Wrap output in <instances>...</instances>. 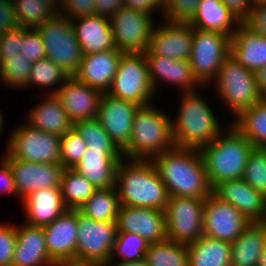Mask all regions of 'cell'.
I'll return each mask as SVG.
<instances>
[{
    "instance_id": "21",
    "label": "cell",
    "mask_w": 266,
    "mask_h": 266,
    "mask_svg": "<svg viewBox=\"0 0 266 266\" xmlns=\"http://www.w3.org/2000/svg\"><path fill=\"white\" fill-rule=\"evenodd\" d=\"M213 193L233 205L250 222H263L266 216V196L252 188L242 178L220 183Z\"/></svg>"
},
{
    "instance_id": "13",
    "label": "cell",
    "mask_w": 266,
    "mask_h": 266,
    "mask_svg": "<svg viewBox=\"0 0 266 266\" xmlns=\"http://www.w3.org/2000/svg\"><path fill=\"white\" fill-rule=\"evenodd\" d=\"M152 16L121 7L109 18L116 48L123 53H145L154 27Z\"/></svg>"
},
{
    "instance_id": "49",
    "label": "cell",
    "mask_w": 266,
    "mask_h": 266,
    "mask_svg": "<svg viewBox=\"0 0 266 266\" xmlns=\"http://www.w3.org/2000/svg\"><path fill=\"white\" fill-rule=\"evenodd\" d=\"M241 23L252 32L266 37V2L252 4Z\"/></svg>"
},
{
    "instance_id": "62",
    "label": "cell",
    "mask_w": 266,
    "mask_h": 266,
    "mask_svg": "<svg viewBox=\"0 0 266 266\" xmlns=\"http://www.w3.org/2000/svg\"><path fill=\"white\" fill-rule=\"evenodd\" d=\"M0 1L8 2V3H13L14 2V0H0Z\"/></svg>"
},
{
    "instance_id": "53",
    "label": "cell",
    "mask_w": 266,
    "mask_h": 266,
    "mask_svg": "<svg viewBox=\"0 0 266 266\" xmlns=\"http://www.w3.org/2000/svg\"><path fill=\"white\" fill-rule=\"evenodd\" d=\"M96 5L95 15L105 16L110 18L121 7H123V0H94Z\"/></svg>"
},
{
    "instance_id": "63",
    "label": "cell",
    "mask_w": 266,
    "mask_h": 266,
    "mask_svg": "<svg viewBox=\"0 0 266 266\" xmlns=\"http://www.w3.org/2000/svg\"><path fill=\"white\" fill-rule=\"evenodd\" d=\"M264 225H265V227H266V216H265V219H264V221L262 222Z\"/></svg>"
},
{
    "instance_id": "31",
    "label": "cell",
    "mask_w": 266,
    "mask_h": 266,
    "mask_svg": "<svg viewBox=\"0 0 266 266\" xmlns=\"http://www.w3.org/2000/svg\"><path fill=\"white\" fill-rule=\"evenodd\" d=\"M28 124L43 132L65 135L72 127L56 94H49L38 106L30 110Z\"/></svg>"
},
{
    "instance_id": "8",
    "label": "cell",
    "mask_w": 266,
    "mask_h": 266,
    "mask_svg": "<svg viewBox=\"0 0 266 266\" xmlns=\"http://www.w3.org/2000/svg\"><path fill=\"white\" fill-rule=\"evenodd\" d=\"M75 265L104 266L117 236L116 221H95L77 210Z\"/></svg>"
},
{
    "instance_id": "54",
    "label": "cell",
    "mask_w": 266,
    "mask_h": 266,
    "mask_svg": "<svg viewBox=\"0 0 266 266\" xmlns=\"http://www.w3.org/2000/svg\"><path fill=\"white\" fill-rule=\"evenodd\" d=\"M234 15L242 20L251 9L250 0H220Z\"/></svg>"
},
{
    "instance_id": "43",
    "label": "cell",
    "mask_w": 266,
    "mask_h": 266,
    "mask_svg": "<svg viewBox=\"0 0 266 266\" xmlns=\"http://www.w3.org/2000/svg\"><path fill=\"white\" fill-rule=\"evenodd\" d=\"M87 145L83 138L72 127L61 136L60 159L64 168H74L85 153Z\"/></svg>"
},
{
    "instance_id": "3",
    "label": "cell",
    "mask_w": 266,
    "mask_h": 266,
    "mask_svg": "<svg viewBox=\"0 0 266 266\" xmlns=\"http://www.w3.org/2000/svg\"><path fill=\"white\" fill-rule=\"evenodd\" d=\"M254 146L229 124L210 144L199 149L211 188L224 181L242 178Z\"/></svg>"
},
{
    "instance_id": "52",
    "label": "cell",
    "mask_w": 266,
    "mask_h": 266,
    "mask_svg": "<svg viewBox=\"0 0 266 266\" xmlns=\"http://www.w3.org/2000/svg\"><path fill=\"white\" fill-rule=\"evenodd\" d=\"M0 194L16 196V188L9 165L0 159Z\"/></svg>"
},
{
    "instance_id": "34",
    "label": "cell",
    "mask_w": 266,
    "mask_h": 266,
    "mask_svg": "<svg viewBox=\"0 0 266 266\" xmlns=\"http://www.w3.org/2000/svg\"><path fill=\"white\" fill-rule=\"evenodd\" d=\"M120 203L115 186L96 189L78 211L95 221H116Z\"/></svg>"
},
{
    "instance_id": "2",
    "label": "cell",
    "mask_w": 266,
    "mask_h": 266,
    "mask_svg": "<svg viewBox=\"0 0 266 266\" xmlns=\"http://www.w3.org/2000/svg\"><path fill=\"white\" fill-rule=\"evenodd\" d=\"M124 158L117 167L115 188L120 205L165 211L168 193L151 160Z\"/></svg>"
},
{
    "instance_id": "46",
    "label": "cell",
    "mask_w": 266,
    "mask_h": 266,
    "mask_svg": "<svg viewBox=\"0 0 266 266\" xmlns=\"http://www.w3.org/2000/svg\"><path fill=\"white\" fill-rule=\"evenodd\" d=\"M20 53L32 63L45 58V47L36 29L29 28L24 33Z\"/></svg>"
},
{
    "instance_id": "12",
    "label": "cell",
    "mask_w": 266,
    "mask_h": 266,
    "mask_svg": "<svg viewBox=\"0 0 266 266\" xmlns=\"http://www.w3.org/2000/svg\"><path fill=\"white\" fill-rule=\"evenodd\" d=\"M205 199L169 196L165 212L166 238L189 245L203 235Z\"/></svg>"
},
{
    "instance_id": "42",
    "label": "cell",
    "mask_w": 266,
    "mask_h": 266,
    "mask_svg": "<svg viewBox=\"0 0 266 266\" xmlns=\"http://www.w3.org/2000/svg\"><path fill=\"white\" fill-rule=\"evenodd\" d=\"M242 179L266 196V149L254 147L249 154Z\"/></svg>"
},
{
    "instance_id": "28",
    "label": "cell",
    "mask_w": 266,
    "mask_h": 266,
    "mask_svg": "<svg viewBox=\"0 0 266 266\" xmlns=\"http://www.w3.org/2000/svg\"><path fill=\"white\" fill-rule=\"evenodd\" d=\"M230 55L243 67L254 72L266 66V37L240 23L231 37Z\"/></svg>"
},
{
    "instance_id": "32",
    "label": "cell",
    "mask_w": 266,
    "mask_h": 266,
    "mask_svg": "<svg viewBox=\"0 0 266 266\" xmlns=\"http://www.w3.org/2000/svg\"><path fill=\"white\" fill-rule=\"evenodd\" d=\"M189 266H231V243L202 235L188 245Z\"/></svg>"
},
{
    "instance_id": "24",
    "label": "cell",
    "mask_w": 266,
    "mask_h": 266,
    "mask_svg": "<svg viewBox=\"0 0 266 266\" xmlns=\"http://www.w3.org/2000/svg\"><path fill=\"white\" fill-rule=\"evenodd\" d=\"M148 63L149 79L156 93L159 81L179 86L182 92L200 90L202 87L194 78L188 60H175L162 56H145ZM164 81V82H163Z\"/></svg>"
},
{
    "instance_id": "14",
    "label": "cell",
    "mask_w": 266,
    "mask_h": 266,
    "mask_svg": "<svg viewBox=\"0 0 266 266\" xmlns=\"http://www.w3.org/2000/svg\"><path fill=\"white\" fill-rule=\"evenodd\" d=\"M3 159L12 173L16 196L22 200L31 192L60 187L64 167L59 163H34L13 158L8 152Z\"/></svg>"
},
{
    "instance_id": "60",
    "label": "cell",
    "mask_w": 266,
    "mask_h": 266,
    "mask_svg": "<svg viewBox=\"0 0 266 266\" xmlns=\"http://www.w3.org/2000/svg\"><path fill=\"white\" fill-rule=\"evenodd\" d=\"M251 4H258V3H263L266 2V0H250Z\"/></svg>"
},
{
    "instance_id": "33",
    "label": "cell",
    "mask_w": 266,
    "mask_h": 266,
    "mask_svg": "<svg viewBox=\"0 0 266 266\" xmlns=\"http://www.w3.org/2000/svg\"><path fill=\"white\" fill-rule=\"evenodd\" d=\"M231 124L256 148L266 149V99L243 110Z\"/></svg>"
},
{
    "instance_id": "51",
    "label": "cell",
    "mask_w": 266,
    "mask_h": 266,
    "mask_svg": "<svg viewBox=\"0 0 266 266\" xmlns=\"http://www.w3.org/2000/svg\"><path fill=\"white\" fill-rule=\"evenodd\" d=\"M123 6L151 15L157 10L163 18V0H123Z\"/></svg>"
},
{
    "instance_id": "30",
    "label": "cell",
    "mask_w": 266,
    "mask_h": 266,
    "mask_svg": "<svg viewBox=\"0 0 266 266\" xmlns=\"http://www.w3.org/2000/svg\"><path fill=\"white\" fill-rule=\"evenodd\" d=\"M265 247V225L262 222H250L231 243V266H257Z\"/></svg>"
},
{
    "instance_id": "15",
    "label": "cell",
    "mask_w": 266,
    "mask_h": 266,
    "mask_svg": "<svg viewBox=\"0 0 266 266\" xmlns=\"http://www.w3.org/2000/svg\"><path fill=\"white\" fill-rule=\"evenodd\" d=\"M250 224L233 205L223 201L213 192L203 206V235L209 238L234 242Z\"/></svg>"
},
{
    "instance_id": "59",
    "label": "cell",
    "mask_w": 266,
    "mask_h": 266,
    "mask_svg": "<svg viewBox=\"0 0 266 266\" xmlns=\"http://www.w3.org/2000/svg\"><path fill=\"white\" fill-rule=\"evenodd\" d=\"M2 110L0 109V132H2V129H3V127H4V124H5V122H4V116H3V113L1 112ZM4 123V124H3Z\"/></svg>"
},
{
    "instance_id": "37",
    "label": "cell",
    "mask_w": 266,
    "mask_h": 266,
    "mask_svg": "<svg viewBox=\"0 0 266 266\" xmlns=\"http://www.w3.org/2000/svg\"><path fill=\"white\" fill-rule=\"evenodd\" d=\"M69 77V74H67L52 60L48 58H43L32 64V68L30 70L28 78L27 88L31 85L43 89H48L52 87V91L49 93L56 94L62 86L61 84H63ZM54 86H57L58 88Z\"/></svg>"
},
{
    "instance_id": "19",
    "label": "cell",
    "mask_w": 266,
    "mask_h": 266,
    "mask_svg": "<svg viewBox=\"0 0 266 266\" xmlns=\"http://www.w3.org/2000/svg\"><path fill=\"white\" fill-rule=\"evenodd\" d=\"M116 224L117 231L138 234L149 243L167 239L165 212L161 210L120 205Z\"/></svg>"
},
{
    "instance_id": "44",
    "label": "cell",
    "mask_w": 266,
    "mask_h": 266,
    "mask_svg": "<svg viewBox=\"0 0 266 266\" xmlns=\"http://www.w3.org/2000/svg\"><path fill=\"white\" fill-rule=\"evenodd\" d=\"M200 0H163V20L189 23Z\"/></svg>"
},
{
    "instance_id": "5",
    "label": "cell",
    "mask_w": 266,
    "mask_h": 266,
    "mask_svg": "<svg viewBox=\"0 0 266 266\" xmlns=\"http://www.w3.org/2000/svg\"><path fill=\"white\" fill-rule=\"evenodd\" d=\"M198 93V90L182 92L178 117L171 119L175 146L200 149L223 130L215 112Z\"/></svg>"
},
{
    "instance_id": "22",
    "label": "cell",
    "mask_w": 266,
    "mask_h": 266,
    "mask_svg": "<svg viewBox=\"0 0 266 266\" xmlns=\"http://www.w3.org/2000/svg\"><path fill=\"white\" fill-rule=\"evenodd\" d=\"M122 51L108 50L105 52L83 54L78 71L73 75L78 81L107 93L112 84Z\"/></svg>"
},
{
    "instance_id": "11",
    "label": "cell",
    "mask_w": 266,
    "mask_h": 266,
    "mask_svg": "<svg viewBox=\"0 0 266 266\" xmlns=\"http://www.w3.org/2000/svg\"><path fill=\"white\" fill-rule=\"evenodd\" d=\"M6 145V151L13 158L34 163L61 164V136L43 132L28 123L15 128Z\"/></svg>"
},
{
    "instance_id": "20",
    "label": "cell",
    "mask_w": 266,
    "mask_h": 266,
    "mask_svg": "<svg viewBox=\"0 0 266 266\" xmlns=\"http://www.w3.org/2000/svg\"><path fill=\"white\" fill-rule=\"evenodd\" d=\"M102 92L70 76L60 87L56 96L62 104L69 120L93 119L98 115Z\"/></svg>"
},
{
    "instance_id": "56",
    "label": "cell",
    "mask_w": 266,
    "mask_h": 266,
    "mask_svg": "<svg viewBox=\"0 0 266 266\" xmlns=\"http://www.w3.org/2000/svg\"><path fill=\"white\" fill-rule=\"evenodd\" d=\"M54 14H60L62 10L61 0H41Z\"/></svg>"
},
{
    "instance_id": "26",
    "label": "cell",
    "mask_w": 266,
    "mask_h": 266,
    "mask_svg": "<svg viewBox=\"0 0 266 266\" xmlns=\"http://www.w3.org/2000/svg\"><path fill=\"white\" fill-rule=\"evenodd\" d=\"M82 54L116 50L108 17L89 16L70 20Z\"/></svg>"
},
{
    "instance_id": "47",
    "label": "cell",
    "mask_w": 266,
    "mask_h": 266,
    "mask_svg": "<svg viewBox=\"0 0 266 266\" xmlns=\"http://www.w3.org/2000/svg\"><path fill=\"white\" fill-rule=\"evenodd\" d=\"M15 245L16 225L0 224V266H11Z\"/></svg>"
},
{
    "instance_id": "40",
    "label": "cell",
    "mask_w": 266,
    "mask_h": 266,
    "mask_svg": "<svg viewBox=\"0 0 266 266\" xmlns=\"http://www.w3.org/2000/svg\"><path fill=\"white\" fill-rule=\"evenodd\" d=\"M13 7L20 26L36 28L55 14L41 0H14Z\"/></svg>"
},
{
    "instance_id": "16",
    "label": "cell",
    "mask_w": 266,
    "mask_h": 266,
    "mask_svg": "<svg viewBox=\"0 0 266 266\" xmlns=\"http://www.w3.org/2000/svg\"><path fill=\"white\" fill-rule=\"evenodd\" d=\"M194 27L190 23L171 22L154 24L149 48L145 56H162L175 60H188L191 55Z\"/></svg>"
},
{
    "instance_id": "36",
    "label": "cell",
    "mask_w": 266,
    "mask_h": 266,
    "mask_svg": "<svg viewBox=\"0 0 266 266\" xmlns=\"http://www.w3.org/2000/svg\"><path fill=\"white\" fill-rule=\"evenodd\" d=\"M144 259L148 266H189L188 245L168 239L150 243Z\"/></svg>"
},
{
    "instance_id": "55",
    "label": "cell",
    "mask_w": 266,
    "mask_h": 266,
    "mask_svg": "<svg viewBox=\"0 0 266 266\" xmlns=\"http://www.w3.org/2000/svg\"><path fill=\"white\" fill-rule=\"evenodd\" d=\"M257 88L263 99H266V66L254 71Z\"/></svg>"
},
{
    "instance_id": "4",
    "label": "cell",
    "mask_w": 266,
    "mask_h": 266,
    "mask_svg": "<svg viewBox=\"0 0 266 266\" xmlns=\"http://www.w3.org/2000/svg\"><path fill=\"white\" fill-rule=\"evenodd\" d=\"M153 105L136 109L129 142L122 149L126 159L152 160L175 146L170 115Z\"/></svg>"
},
{
    "instance_id": "58",
    "label": "cell",
    "mask_w": 266,
    "mask_h": 266,
    "mask_svg": "<svg viewBox=\"0 0 266 266\" xmlns=\"http://www.w3.org/2000/svg\"><path fill=\"white\" fill-rule=\"evenodd\" d=\"M257 266H266V247L259 257Z\"/></svg>"
},
{
    "instance_id": "50",
    "label": "cell",
    "mask_w": 266,
    "mask_h": 266,
    "mask_svg": "<svg viewBox=\"0 0 266 266\" xmlns=\"http://www.w3.org/2000/svg\"><path fill=\"white\" fill-rule=\"evenodd\" d=\"M19 26L13 3L0 1V35Z\"/></svg>"
},
{
    "instance_id": "29",
    "label": "cell",
    "mask_w": 266,
    "mask_h": 266,
    "mask_svg": "<svg viewBox=\"0 0 266 266\" xmlns=\"http://www.w3.org/2000/svg\"><path fill=\"white\" fill-rule=\"evenodd\" d=\"M189 23L194 28L217 31L231 38L241 20L220 0H200L195 15Z\"/></svg>"
},
{
    "instance_id": "61",
    "label": "cell",
    "mask_w": 266,
    "mask_h": 266,
    "mask_svg": "<svg viewBox=\"0 0 266 266\" xmlns=\"http://www.w3.org/2000/svg\"><path fill=\"white\" fill-rule=\"evenodd\" d=\"M55 266H82V265H75V264H56Z\"/></svg>"
},
{
    "instance_id": "17",
    "label": "cell",
    "mask_w": 266,
    "mask_h": 266,
    "mask_svg": "<svg viewBox=\"0 0 266 266\" xmlns=\"http://www.w3.org/2000/svg\"><path fill=\"white\" fill-rule=\"evenodd\" d=\"M131 101L103 93L100 98L97 118L102 128L122 150L129 142L136 109Z\"/></svg>"
},
{
    "instance_id": "10",
    "label": "cell",
    "mask_w": 266,
    "mask_h": 266,
    "mask_svg": "<svg viewBox=\"0 0 266 266\" xmlns=\"http://www.w3.org/2000/svg\"><path fill=\"white\" fill-rule=\"evenodd\" d=\"M230 41L223 33L194 28L189 63L202 87L210 86L218 76L221 64L230 54Z\"/></svg>"
},
{
    "instance_id": "18",
    "label": "cell",
    "mask_w": 266,
    "mask_h": 266,
    "mask_svg": "<svg viewBox=\"0 0 266 266\" xmlns=\"http://www.w3.org/2000/svg\"><path fill=\"white\" fill-rule=\"evenodd\" d=\"M77 230V210L72 209L43 226L48 254L56 264H75Z\"/></svg>"
},
{
    "instance_id": "25",
    "label": "cell",
    "mask_w": 266,
    "mask_h": 266,
    "mask_svg": "<svg viewBox=\"0 0 266 266\" xmlns=\"http://www.w3.org/2000/svg\"><path fill=\"white\" fill-rule=\"evenodd\" d=\"M55 266L44 239L43 227L16 226V245L11 266Z\"/></svg>"
},
{
    "instance_id": "38",
    "label": "cell",
    "mask_w": 266,
    "mask_h": 266,
    "mask_svg": "<svg viewBox=\"0 0 266 266\" xmlns=\"http://www.w3.org/2000/svg\"><path fill=\"white\" fill-rule=\"evenodd\" d=\"M149 244V242H147L138 234L118 231L108 262L117 261L116 255L117 257H120L121 260L119 261L121 262H133L142 260L144 259Z\"/></svg>"
},
{
    "instance_id": "48",
    "label": "cell",
    "mask_w": 266,
    "mask_h": 266,
    "mask_svg": "<svg viewBox=\"0 0 266 266\" xmlns=\"http://www.w3.org/2000/svg\"><path fill=\"white\" fill-rule=\"evenodd\" d=\"M61 14L69 20L94 16L96 5L94 0H61Z\"/></svg>"
},
{
    "instance_id": "27",
    "label": "cell",
    "mask_w": 266,
    "mask_h": 266,
    "mask_svg": "<svg viewBox=\"0 0 266 266\" xmlns=\"http://www.w3.org/2000/svg\"><path fill=\"white\" fill-rule=\"evenodd\" d=\"M22 203L27 219L24 223L31 226L48 225L68 210L60 187L31 192L22 200Z\"/></svg>"
},
{
    "instance_id": "1",
    "label": "cell",
    "mask_w": 266,
    "mask_h": 266,
    "mask_svg": "<svg viewBox=\"0 0 266 266\" xmlns=\"http://www.w3.org/2000/svg\"><path fill=\"white\" fill-rule=\"evenodd\" d=\"M151 161L169 196L206 199L213 192L199 149L174 146Z\"/></svg>"
},
{
    "instance_id": "35",
    "label": "cell",
    "mask_w": 266,
    "mask_h": 266,
    "mask_svg": "<svg viewBox=\"0 0 266 266\" xmlns=\"http://www.w3.org/2000/svg\"><path fill=\"white\" fill-rule=\"evenodd\" d=\"M67 209L78 210L95 192L96 187L73 168H65L60 182Z\"/></svg>"
},
{
    "instance_id": "41",
    "label": "cell",
    "mask_w": 266,
    "mask_h": 266,
    "mask_svg": "<svg viewBox=\"0 0 266 266\" xmlns=\"http://www.w3.org/2000/svg\"><path fill=\"white\" fill-rule=\"evenodd\" d=\"M32 62L21 54L9 56L2 62L0 68V80L4 82V86L16 88H27Z\"/></svg>"
},
{
    "instance_id": "7",
    "label": "cell",
    "mask_w": 266,
    "mask_h": 266,
    "mask_svg": "<svg viewBox=\"0 0 266 266\" xmlns=\"http://www.w3.org/2000/svg\"><path fill=\"white\" fill-rule=\"evenodd\" d=\"M35 29L45 47V58L73 76L79 69L83 54L70 20L61 13L55 14Z\"/></svg>"
},
{
    "instance_id": "9",
    "label": "cell",
    "mask_w": 266,
    "mask_h": 266,
    "mask_svg": "<svg viewBox=\"0 0 266 266\" xmlns=\"http://www.w3.org/2000/svg\"><path fill=\"white\" fill-rule=\"evenodd\" d=\"M107 93L113 97L131 101L139 106L153 100L154 92L144 53H124Z\"/></svg>"
},
{
    "instance_id": "45",
    "label": "cell",
    "mask_w": 266,
    "mask_h": 266,
    "mask_svg": "<svg viewBox=\"0 0 266 266\" xmlns=\"http://www.w3.org/2000/svg\"><path fill=\"white\" fill-rule=\"evenodd\" d=\"M28 29L29 28L19 26L14 30L7 31L0 35V58L2 62L5 59H9V56L21 54L20 51L24 33Z\"/></svg>"
},
{
    "instance_id": "23",
    "label": "cell",
    "mask_w": 266,
    "mask_h": 266,
    "mask_svg": "<svg viewBox=\"0 0 266 266\" xmlns=\"http://www.w3.org/2000/svg\"><path fill=\"white\" fill-rule=\"evenodd\" d=\"M122 157V150L86 148L80 162L73 169L84 176L96 189L114 187L117 167Z\"/></svg>"
},
{
    "instance_id": "57",
    "label": "cell",
    "mask_w": 266,
    "mask_h": 266,
    "mask_svg": "<svg viewBox=\"0 0 266 266\" xmlns=\"http://www.w3.org/2000/svg\"><path fill=\"white\" fill-rule=\"evenodd\" d=\"M104 266H148L145 259L133 261V262H107Z\"/></svg>"
},
{
    "instance_id": "39",
    "label": "cell",
    "mask_w": 266,
    "mask_h": 266,
    "mask_svg": "<svg viewBox=\"0 0 266 266\" xmlns=\"http://www.w3.org/2000/svg\"><path fill=\"white\" fill-rule=\"evenodd\" d=\"M73 128L83 138L88 149L121 150L104 131L97 117L74 122Z\"/></svg>"
},
{
    "instance_id": "6",
    "label": "cell",
    "mask_w": 266,
    "mask_h": 266,
    "mask_svg": "<svg viewBox=\"0 0 266 266\" xmlns=\"http://www.w3.org/2000/svg\"><path fill=\"white\" fill-rule=\"evenodd\" d=\"M214 81L217 94L235 118L263 99L257 88L254 72L243 67L230 54L221 64Z\"/></svg>"
}]
</instances>
